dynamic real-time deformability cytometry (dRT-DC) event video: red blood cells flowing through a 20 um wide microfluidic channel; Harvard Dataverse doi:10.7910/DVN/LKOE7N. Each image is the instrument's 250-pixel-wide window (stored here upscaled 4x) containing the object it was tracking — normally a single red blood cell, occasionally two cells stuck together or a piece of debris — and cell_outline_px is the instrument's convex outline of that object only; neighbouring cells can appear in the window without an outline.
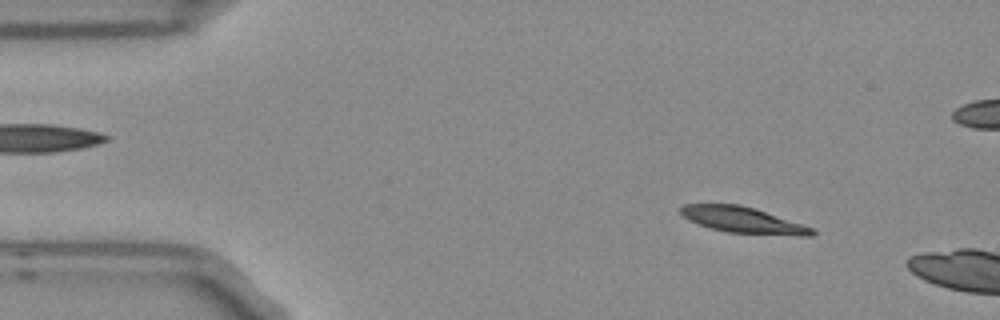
{"species": "Egyptian fruit bat (a non-hibernating species)", "species_latin": "Rousettus aegyptiacus", "temperature_condition": "room temperature", "stored_images_in_passage": 3, "camera_frame_rate_fps": 3000, "um_per_image_px": 0.085, "frame": {"image": 1, "passage_image": 2, "time_ms": 0.333, "image_size_px": [1000, 320], "cell_outline_px": [[816, 232], [812, 236], [800, 236], [728, 232], [712, 228], [688, 220], [680, 212], [680, 208], [684, 204], [740, 204], [756, 208], [812, 228]], "centroid_in_image_um": [63.15, 18.69], "position_along_channel_um": 21.8, "area_um2": 19.71}}